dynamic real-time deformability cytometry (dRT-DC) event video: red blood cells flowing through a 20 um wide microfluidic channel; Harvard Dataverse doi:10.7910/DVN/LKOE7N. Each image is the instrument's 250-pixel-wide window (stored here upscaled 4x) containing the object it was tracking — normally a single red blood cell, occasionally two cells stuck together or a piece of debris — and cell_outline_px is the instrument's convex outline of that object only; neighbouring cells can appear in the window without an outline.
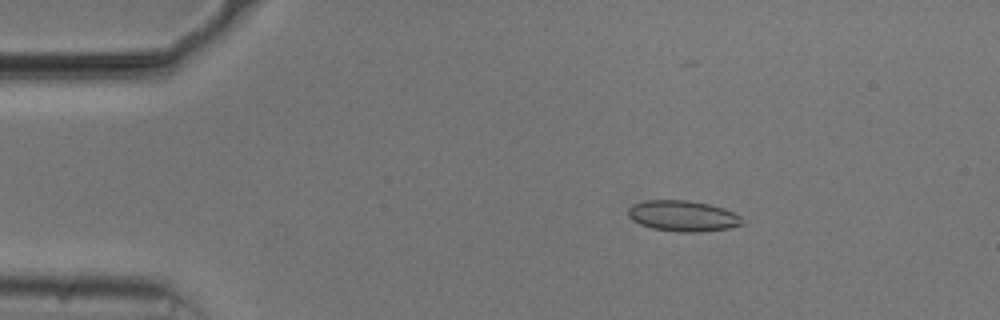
{"species": "common noctule bat (a hibernating species)", "species_latin": "Nyctalus noctula", "temperature_condition": "cold", "stored_images_in_passage": 54, "camera_frame_rate_fps": 3000, "um_per_image_px": 0.085, "animal": {"sex": "male", "body_mass_g": 20.5, "forearm_length_mm": 52.5}, "frame": {"image": 1, "passage_image": 9, "time_ms": 2.667, "image_size_px": [1000, 320], "cell_outline_px": [[744, 224], [728, 228], [700, 232], [680, 232], [652, 228], [640, 224], [632, 220], [628, 216], [628, 208], [632, 204], [644, 200], [688, 200], [708, 204], [724, 208], [740, 216]], "centroid_in_image_um": [58.02, 18.35], "position_along_channel_um": 27.0, "area_um2": 20.52}}
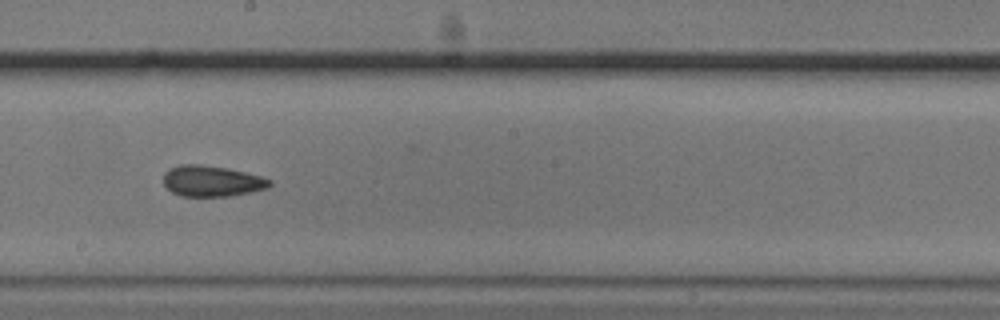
{"frame": {"image": 2, "passage_image": 30, "time_ms": 9.667, "image_size_px": [1000, 320], "cell_outline_px": [[272, 184], [268, 188], [228, 196], [180, 196], [172, 192], [164, 184], [164, 172], [168, 168], [180, 164], [200, 164], [228, 168], [260, 176], [272, 180]], "centroid_in_image_um": [17.98, 15.38], "position_along_channel_um": 230.2, "area_um2": 19.13}}
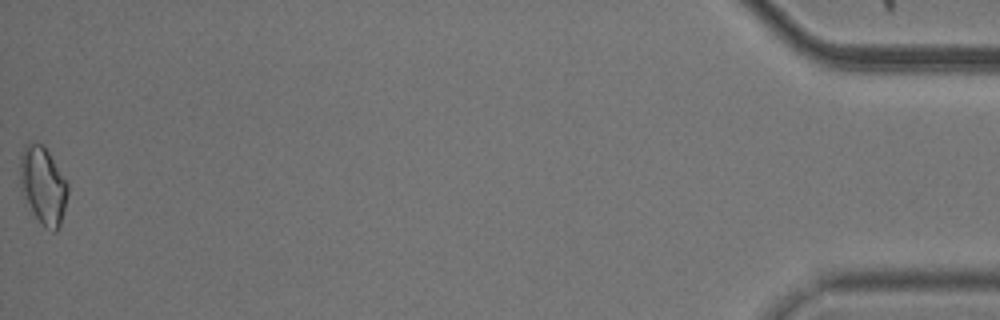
{"frame": {"image": 3, "passage_image": 54, "time_ms": 17.667, "image_size_px": [1000, 320], "cell_outline_px": [[68, 192], [60, 224], [56, 232], [52, 232], [44, 228], [32, 212], [20, 188], [20, 156], [24, 144], [36, 140], [48, 152], [68, 184]], "centroid_in_image_um": [3.64, 15.76], "position_along_channel_um": 431.6, "area_um2": 21.44}, "authors_computed_cell_mechanics": {"area_um2": 19.1607, "velocity_mm_per_s": 3.7523, "shape_relaxation_time_tau1_ms": null, "shape_relaxation_time_tau2_ms": 2.3571, "deformation_change_tau1": null, "deformation_change_tau2": 0.0694}}